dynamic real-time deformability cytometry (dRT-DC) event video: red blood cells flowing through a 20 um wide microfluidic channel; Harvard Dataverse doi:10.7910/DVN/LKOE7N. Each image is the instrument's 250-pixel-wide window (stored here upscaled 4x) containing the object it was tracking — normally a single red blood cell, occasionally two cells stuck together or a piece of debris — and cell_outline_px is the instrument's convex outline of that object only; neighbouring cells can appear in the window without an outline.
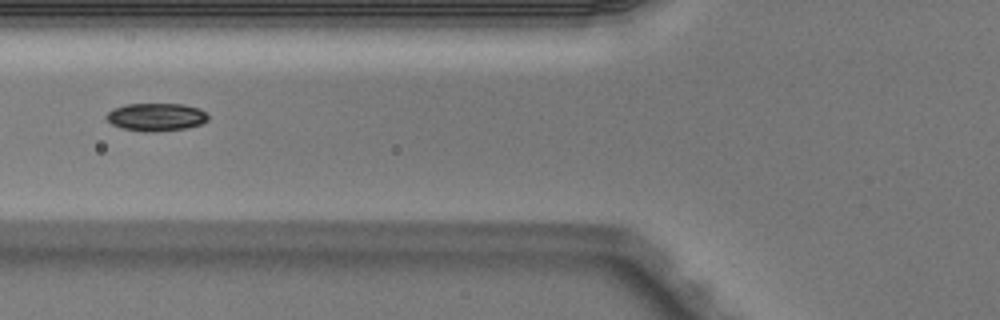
{"species": "Egyptian fruit bat (a non-hibernating species)", "species_latin": "Rousettus aegyptiacus", "temperature_condition": "warm", "stored_images_in_passage": 6, "segment_of_instrument_passage": [2, 2], "camera_frame_rate_fps": 3000, "um_per_image_px": 0.085, "animal": {"sex": "male"}, "frame": {"image": 1, "passage_image": 5, "time_ms": 1.333, "image_size_px": [1000, 320], "cell_outline_px": [[208, 120], [200, 124], [184, 128], [152, 132], [144, 132], [120, 128], [112, 124], [104, 116], [108, 112], [124, 104], [184, 104], [200, 108], [208, 116]], "centroid_in_image_um": [13.25, 9.94], "position_along_channel_um": 112.5, "area_um2": 16.47}}
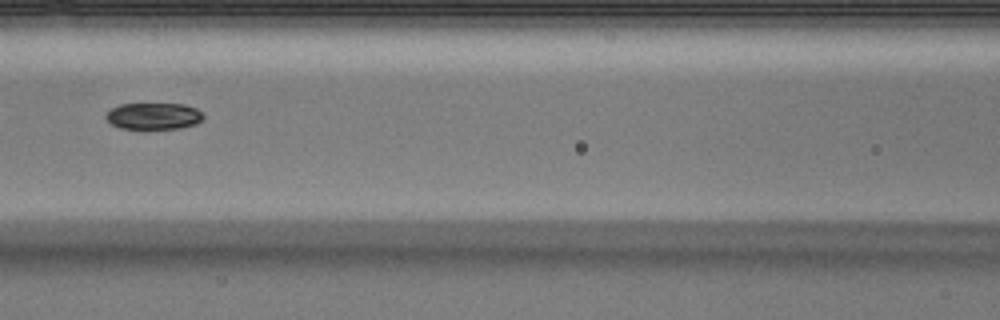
{"frame": {"image": 2, "passage_image": 6, "time_ms": 1.667, "image_size_px": [1000, 320], "cell_outline_px": [[204, 120], [196, 124], [180, 128], [120, 128], [112, 124], [104, 116], [112, 108], [120, 104], [184, 104], [196, 108], [204, 116]], "centroid_in_image_um": [13.09, 9.86], "position_along_channel_um": 153.5, "area_um2": 14.97}}